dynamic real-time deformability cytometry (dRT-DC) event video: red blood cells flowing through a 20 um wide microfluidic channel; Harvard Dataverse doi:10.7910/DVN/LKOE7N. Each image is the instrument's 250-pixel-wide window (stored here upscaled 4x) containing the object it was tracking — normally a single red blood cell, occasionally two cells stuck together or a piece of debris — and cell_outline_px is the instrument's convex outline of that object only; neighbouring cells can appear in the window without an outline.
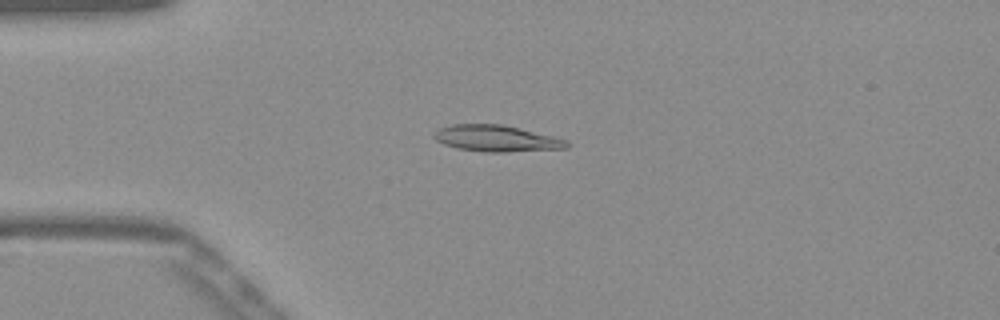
{"species": "Egyptian fruit bat (a non-hibernating species)", "species_latin": "Rousettus aegyptiacus", "temperature_condition": "warm", "stored_images_in_passage": 52, "camera_frame_rate_fps": 3000, "um_per_image_px": 0.085, "frame": {"image": 1, "passage_image": 13, "time_ms": 4.0, "image_size_px": [1000, 320], "cell_outline_px": [[568, 148], [508, 152], [488, 152], [460, 148], [444, 144], [436, 140], [432, 136], [440, 128], [452, 124], [500, 124], [552, 136], [568, 140]], "centroid_in_image_um": [42.2, 11.77], "position_along_channel_um": 42.8, "area_um2": 20.06}}
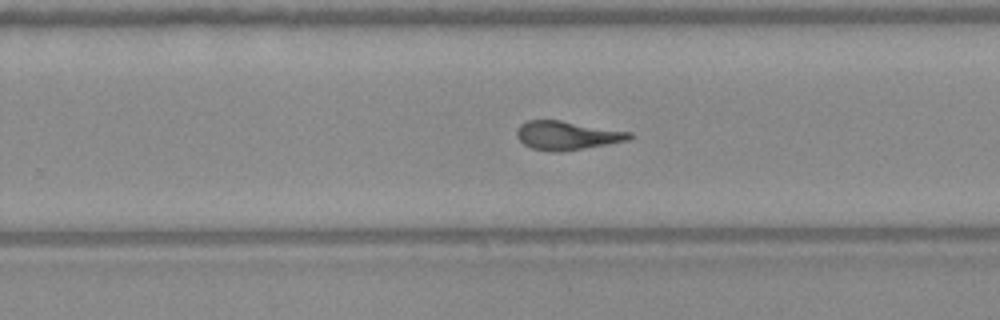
{"frame": {"image": 2, "passage_image": 33, "time_ms": 10.667, "image_size_px": [1000, 320], "cell_outline_px": [[632, 136], [628, 140], [584, 148], [560, 152], [552, 152], [532, 148], [524, 144], [516, 136], [516, 132], [520, 124], [528, 120], [560, 120], [632, 132]], "centroid_in_image_um": [48.17, 11.51], "position_along_channel_um": 281.6, "area_um2": 18.73}}
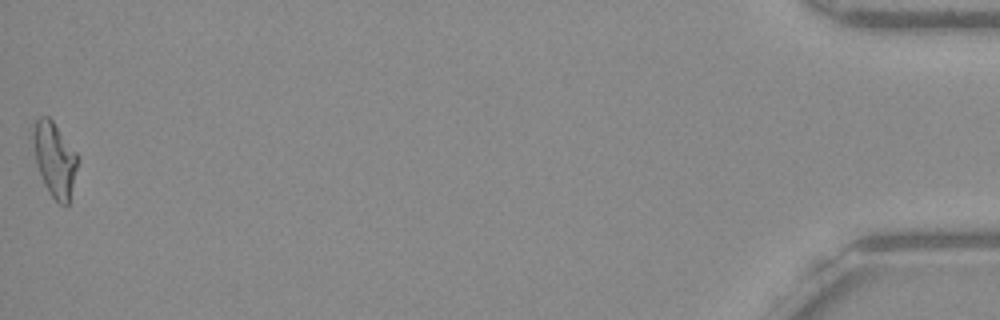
{"frame": {"image": 3, "passage_image": 52, "time_ms": 17.0, "image_size_px": [1000, 320], "cell_outline_px": [[80, 156], [68, 204], [64, 208], [52, 196], [44, 184], [36, 164], [32, 136], [32, 132], [36, 120], [40, 116], [48, 116], [52, 120]], "centroid_in_image_um": [4.65, 13.53], "position_along_channel_um": 430.5, "area_um2": 19.36}, "authors_computed_cell_mechanics": {"area_um2": 19.1318, "velocity_mm_per_s": 3.9061, "shape_relaxation_time_tau1_ms": null, "shape_relaxation_time_tau2_ms": 2.383, "deformation_change_tau1": null, "deformation_change_tau2": 0.0929}}